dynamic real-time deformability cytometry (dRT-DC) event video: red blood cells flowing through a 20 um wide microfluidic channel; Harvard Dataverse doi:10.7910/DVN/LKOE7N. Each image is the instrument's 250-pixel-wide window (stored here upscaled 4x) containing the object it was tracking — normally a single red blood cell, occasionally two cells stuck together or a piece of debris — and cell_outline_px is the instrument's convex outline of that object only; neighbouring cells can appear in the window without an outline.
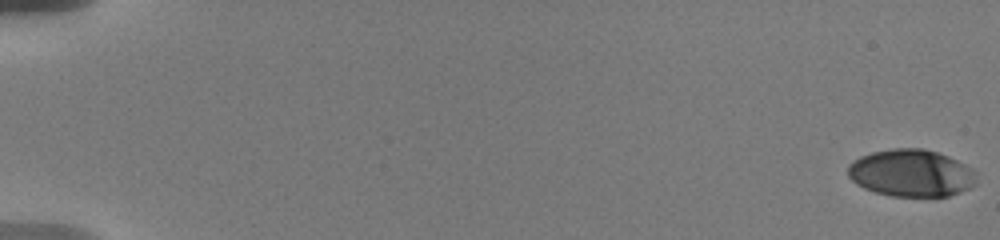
{"species": "human", "species_latin": "Homo sapiens", "temperature_condition": "warm", "stored_images_in_passage": 19, "camera_frame_rate_fps": 3000, "um_per_image_px": 0.085, "donor": {"sex": "male"}, "frame": {"image": 1, "passage_image": 1, "time_ms": 0.0, "image_size_px": [1000, 240], "cell_outline_px": [[976, 184], [960, 192], [948, 196], [892, 196], [876, 192], [864, 188], [856, 184], [848, 176], [848, 164], [852, 160], [860, 156], [872, 152], [892, 148], [924, 148], [948, 156], [964, 164], [976, 176]], "centroid_in_image_um": [77.41, 14.7], "position_along_channel_um": 7.6, "area_um2": 35.26}}
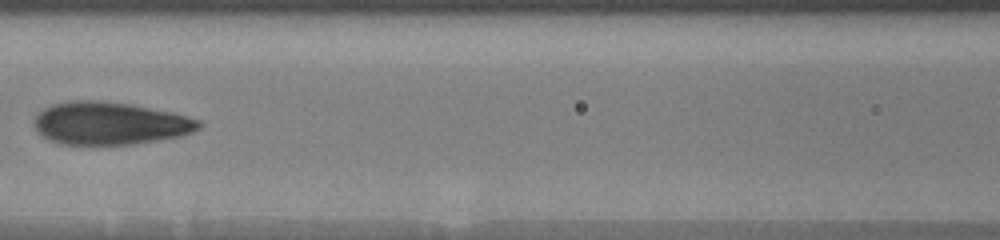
{"frame": {"image": 2, "passage_image": 11, "time_ms": 9.333, "image_size_px": [1000, 240], "cell_outline_px": [[204, 124], [200, 128], [192, 132], [180, 136], [132, 144], [60, 144], [48, 140], [36, 132], [36, 116], [44, 108], [52, 104], [68, 100], [100, 100], [132, 104], [172, 112], [200, 120]], "centroid_in_image_um": [9.34, 10.47], "position_along_channel_um": 157.3, "area_um2": 41.04}}
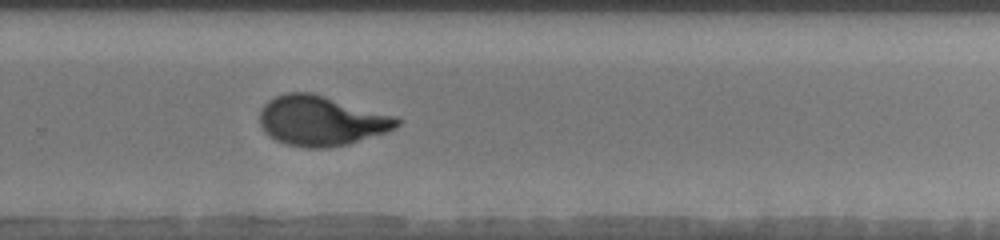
{"frame": {"image": 3, "passage_image": 19, "time_ms": 13.333, "image_size_px": [1000, 240], "cell_outline_px": [[404, 120], [396, 128], [388, 132], [348, 144], [328, 148], [308, 148], [288, 144], [276, 140], [268, 136], [264, 132], [260, 124], [260, 112], [264, 104], [268, 100], [284, 92], [312, 92], [392, 116]], "centroid_in_image_um": [27.29, 10.27], "position_along_channel_um": 302.5, "area_um2": 39.88}}